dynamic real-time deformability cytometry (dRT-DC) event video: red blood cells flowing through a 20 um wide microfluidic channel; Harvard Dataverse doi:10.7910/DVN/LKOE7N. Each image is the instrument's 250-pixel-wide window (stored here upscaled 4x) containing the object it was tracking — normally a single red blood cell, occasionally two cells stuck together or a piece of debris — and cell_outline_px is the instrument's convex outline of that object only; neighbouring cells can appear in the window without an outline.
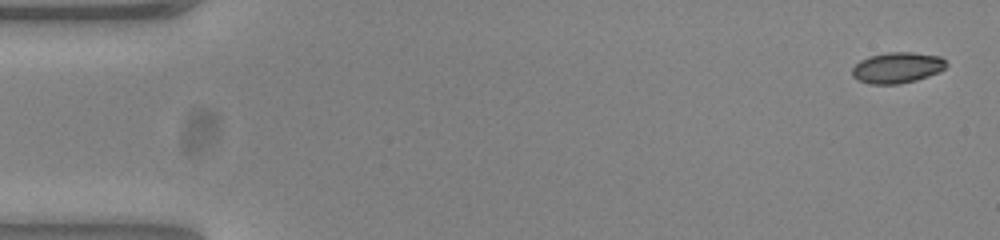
{"species": "common noctule bat (a hibernating species)", "species_latin": "Nyctalus noctula", "temperature_condition": "warm", "stored_images_in_passage": 52, "camera_frame_rate_fps": 3000, "um_per_image_px": 0.085, "animal": {"sex": "female", "body_mass_g": 23.0, "forearm_length_mm": 53.4}, "frame": {"image": 1, "passage_image": 1, "time_ms": 0.0, "image_size_px": [1000, 240], "cell_outline_px": [[948, 64], [940, 72], [916, 80], [900, 84], [872, 84], [860, 80], [852, 76], [852, 68], [860, 60], [868, 56], [888, 52], [912, 52], [940, 56]], "centroid_in_image_um": [76.27, 5.74], "position_along_channel_um": 8.7, "area_um2": 16.94}}
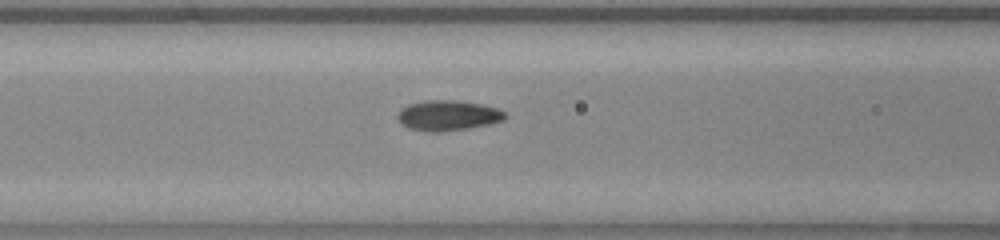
{"frame": {"image": 2, "passage_image": 21, "time_ms": 6.667, "image_size_px": [1000, 240], "cell_outline_px": [[508, 116], [504, 120], [488, 124], [468, 128], [440, 132], [428, 132], [408, 128], [400, 124], [396, 116], [400, 108], [408, 104], [428, 100], [456, 100], [480, 104], [496, 108], [504, 112]], "centroid_in_image_um": [38.02, 9.82], "position_along_channel_um": 128.6, "area_um2": 19.07}}
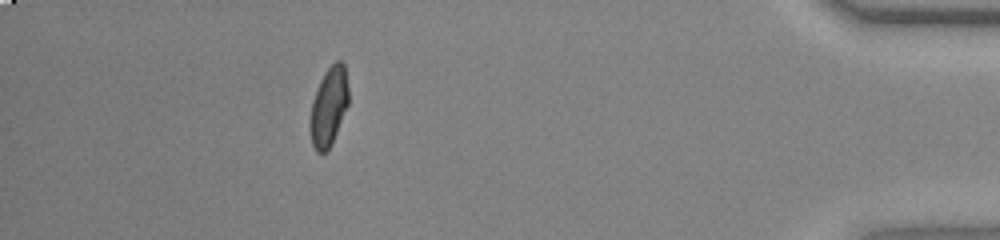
{"frame": {"image": 3, "passage_image": 47, "time_ms": 15.333, "image_size_px": [1000, 240], "cell_outline_px": [[348, 104], [332, 144], [324, 152], [316, 152], [312, 144], [308, 124], [312, 100], [320, 80], [324, 72], [336, 60], [340, 60], [344, 64], [348, 88]], "centroid_in_image_um": [27.92, 9.06], "position_along_channel_um": 407.3, "area_um2": 17.74}, "authors_computed_cell_mechanics": {"area_um2": 17.9469, "velocity_mm_per_s": 3.8573, "shape_relaxation_time_tau1_ms": 9.0983, "shape_relaxation_time_tau2_ms": null, "deformation_change_tau1": 0.2523, "deformation_change_tau2": null}}